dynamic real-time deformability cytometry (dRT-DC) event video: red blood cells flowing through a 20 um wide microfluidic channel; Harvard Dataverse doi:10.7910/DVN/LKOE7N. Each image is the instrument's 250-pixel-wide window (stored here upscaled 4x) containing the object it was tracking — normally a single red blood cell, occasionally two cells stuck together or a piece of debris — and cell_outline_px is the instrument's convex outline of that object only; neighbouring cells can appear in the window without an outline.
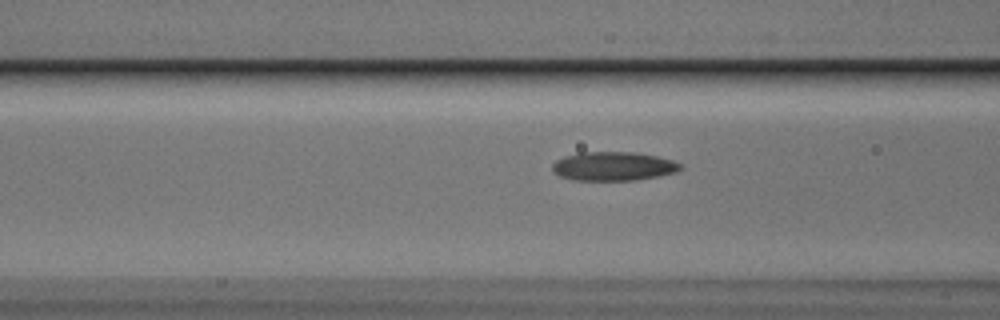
{"species": "Egyptian fruit bat (a non-hibernating species)", "species_latin": "Rousettus aegyptiacus", "temperature_condition": "cold", "stored_images_in_passage": 13, "camera_frame_rate_fps": 3000, "um_per_image_px": 0.085, "animal": {"sex": "male"}, "frame": {"image": 1, "passage_image": 10, "time_ms": 3.0, "image_size_px": [1000, 320], "cell_outline_px": [[684, 168], [676, 172], [660, 176], [636, 180], [572, 180], [560, 176], [552, 168], [552, 164], [556, 160], [580, 152], [636, 152], [656, 156], [672, 160], [680, 164]], "centroid_in_image_um": [52.17, 14.13], "position_along_channel_um": 114.4, "area_um2": 21.5}}